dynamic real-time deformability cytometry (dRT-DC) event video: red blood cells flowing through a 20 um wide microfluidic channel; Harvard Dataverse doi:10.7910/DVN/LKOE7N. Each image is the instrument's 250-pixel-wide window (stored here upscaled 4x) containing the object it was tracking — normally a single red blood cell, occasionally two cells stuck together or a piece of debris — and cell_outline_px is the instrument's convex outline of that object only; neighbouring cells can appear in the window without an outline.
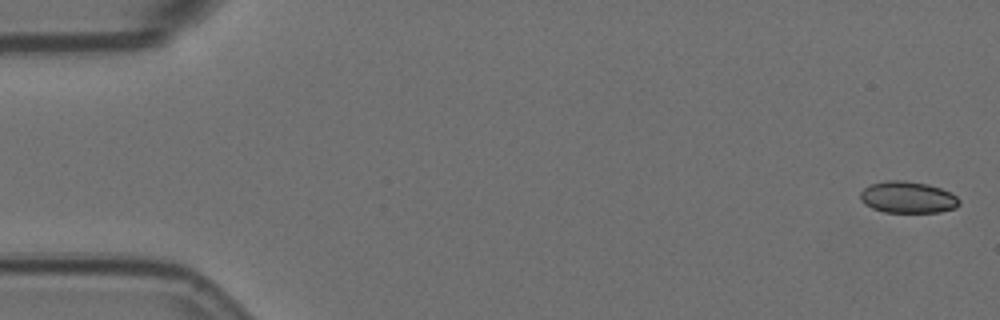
{"species": "Egyptian fruit bat (a non-hibernating species)", "species_latin": "Rousettus aegyptiacus", "temperature_condition": "room temperature", "stored_images_in_passage": 6, "camera_frame_rate_fps": 3000, "um_per_image_px": 0.085, "animal": {"sex": "female"}, "frame": {"image": 1, "passage_image": 1, "time_ms": 0.0, "image_size_px": [1000, 320], "cell_outline_px": [[960, 204], [956, 208], [940, 212], [884, 212], [872, 208], [864, 204], [860, 200], [860, 192], [864, 188], [872, 184], [888, 180], [904, 180], [928, 184], [940, 188], [956, 196], [960, 200]], "centroid_in_image_um": [77.15, 16.77], "position_along_channel_um": 7.8, "area_um2": 18.26}}
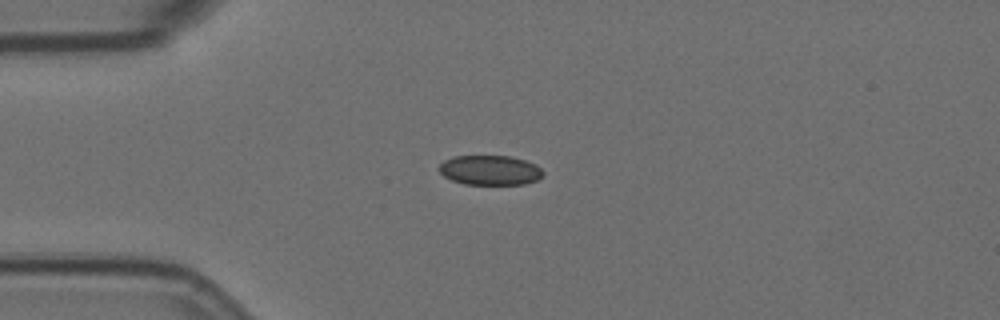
{"frame": {"image": 2, "passage_image": 5, "time_ms": 1.333, "image_size_px": [1000, 320], "cell_outline_px": [[544, 176], [536, 180], [524, 184], [464, 184], [452, 180], [444, 176], [436, 168], [444, 160], [452, 156], [508, 156], [524, 160], [536, 164], [544, 172]], "centroid_in_image_um": [41.63, 14.46], "position_along_channel_um": 43.4, "area_um2": 18.09}}